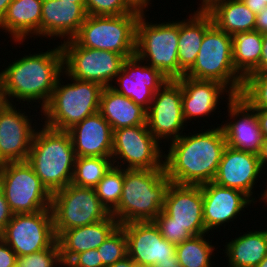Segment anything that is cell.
Masks as SVG:
<instances>
[{"mask_svg":"<svg viewBox=\"0 0 267 267\" xmlns=\"http://www.w3.org/2000/svg\"><path fill=\"white\" fill-rule=\"evenodd\" d=\"M226 146L221 126L194 135H181L170 142L168 153L164 154L167 177L178 185L212 182Z\"/></svg>","mask_w":267,"mask_h":267,"instance_id":"obj_1","label":"cell"},{"mask_svg":"<svg viewBox=\"0 0 267 267\" xmlns=\"http://www.w3.org/2000/svg\"><path fill=\"white\" fill-rule=\"evenodd\" d=\"M63 71L60 45L46 52L23 56L0 72V97L9 104L14 102L13 98H17L19 102L41 100L43 109L50 100L59 77L64 75Z\"/></svg>","mask_w":267,"mask_h":267,"instance_id":"obj_2","label":"cell"},{"mask_svg":"<svg viewBox=\"0 0 267 267\" xmlns=\"http://www.w3.org/2000/svg\"><path fill=\"white\" fill-rule=\"evenodd\" d=\"M171 183L165 169L124 168L120 202L111 215L115 217L119 225L153 221L162 212Z\"/></svg>","mask_w":267,"mask_h":267,"instance_id":"obj_3","label":"cell"},{"mask_svg":"<svg viewBox=\"0 0 267 267\" xmlns=\"http://www.w3.org/2000/svg\"><path fill=\"white\" fill-rule=\"evenodd\" d=\"M42 126L35 130L27 162L53 194L72 182L76 155L68 131Z\"/></svg>","mask_w":267,"mask_h":267,"instance_id":"obj_4","label":"cell"},{"mask_svg":"<svg viewBox=\"0 0 267 267\" xmlns=\"http://www.w3.org/2000/svg\"><path fill=\"white\" fill-rule=\"evenodd\" d=\"M63 74L73 83L63 85L59 77L50 100L41 112L45 116V126L68 131L84 118L99 112L103 87L95 82L69 77L64 71Z\"/></svg>","mask_w":267,"mask_h":267,"instance_id":"obj_5","label":"cell"},{"mask_svg":"<svg viewBox=\"0 0 267 267\" xmlns=\"http://www.w3.org/2000/svg\"><path fill=\"white\" fill-rule=\"evenodd\" d=\"M184 76L218 81L233 95H240L244 78L233 64L232 36L213 23L204 34L194 65Z\"/></svg>","mask_w":267,"mask_h":267,"instance_id":"obj_6","label":"cell"},{"mask_svg":"<svg viewBox=\"0 0 267 267\" xmlns=\"http://www.w3.org/2000/svg\"><path fill=\"white\" fill-rule=\"evenodd\" d=\"M141 13L134 9L117 16L87 15L72 39L85 48L113 51L130 58L136 51V25Z\"/></svg>","mask_w":267,"mask_h":267,"instance_id":"obj_7","label":"cell"},{"mask_svg":"<svg viewBox=\"0 0 267 267\" xmlns=\"http://www.w3.org/2000/svg\"><path fill=\"white\" fill-rule=\"evenodd\" d=\"M179 21L151 23L141 13L136 25L135 55L168 79L179 78L178 61Z\"/></svg>","mask_w":267,"mask_h":267,"instance_id":"obj_8","label":"cell"},{"mask_svg":"<svg viewBox=\"0 0 267 267\" xmlns=\"http://www.w3.org/2000/svg\"><path fill=\"white\" fill-rule=\"evenodd\" d=\"M0 189L13 214L34 213L51 207L52 194L27 161L0 164Z\"/></svg>","mask_w":267,"mask_h":267,"instance_id":"obj_9","label":"cell"},{"mask_svg":"<svg viewBox=\"0 0 267 267\" xmlns=\"http://www.w3.org/2000/svg\"><path fill=\"white\" fill-rule=\"evenodd\" d=\"M50 208L56 237L65 230L93 224L111 215L94 188L72 183L52 194Z\"/></svg>","mask_w":267,"mask_h":267,"instance_id":"obj_10","label":"cell"},{"mask_svg":"<svg viewBox=\"0 0 267 267\" xmlns=\"http://www.w3.org/2000/svg\"><path fill=\"white\" fill-rule=\"evenodd\" d=\"M64 72L72 78L91 81L102 87L112 86L125 58L113 51L79 46L73 39L60 45Z\"/></svg>","mask_w":267,"mask_h":267,"instance_id":"obj_11","label":"cell"},{"mask_svg":"<svg viewBox=\"0 0 267 267\" xmlns=\"http://www.w3.org/2000/svg\"><path fill=\"white\" fill-rule=\"evenodd\" d=\"M161 151L159 141L149 131L146 123L113 131L111 158L114 166L122 168L123 164L128 163L126 169H165Z\"/></svg>","mask_w":267,"mask_h":267,"instance_id":"obj_12","label":"cell"},{"mask_svg":"<svg viewBox=\"0 0 267 267\" xmlns=\"http://www.w3.org/2000/svg\"><path fill=\"white\" fill-rule=\"evenodd\" d=\"M0 237L17 256L50 248L57 241L51 208L34 213L14 214Z\"/></svg>","mask_w":267,"mask_h":267,"instance_id":"obj_13","label":"cell"},{"mask_svg":"<svg viewBox=\"0 0 267 267\" xmlns=\"http://www.w3.org/2000/svg\"><path fill=\"white\" fill-rule=\"evenodd\" d=\"M126 234L128 256L149 267H178L176 246L164 239L153 221L120 225Z\"/></svg>","mask_w":267,"mask_h":267,"instance_id":"obj_14","label":"cell"},{"mask_svg":"<svg viewBox=\"0 0 267 267\" xmlns=\"http://www.w3.org/2000/svg\"><path fill=\"white\" fill-rule=\"evenodd\" d=\"M155 225H178L194 236L208 234L203 219L201 185L171 183L162 212L153 220Z\"/></svg>","mask_w":267,"mask_h":267,"instance_id":"obj_15","label":"cell"},{"mask_svg":"<svg viewBox=\"0 0 267 267\" xmlns=\"http://www.w3.org/2000/svg\"><path fill=\"white\" fill-rule=\"evenodd\" d=\"M182 87L176 79L168 80L154 95L147 109L146 124L152 135L161 140L178 139L184 129Z\"/></svg>","mask_w":267,"mask_h":267,"instance_id":"obj_16","label":"cell"},{"mask_svg":"<svg viewBox=\"0 0 267 267\" xmlns=\"http://www.w3.org/2000/svg\"><path fill=\"white\" fill-rule=\"evenodd\" d=\"M142 63L136 55L126 58L115 79L118 85L110 87L147 110L155 93L170 79L157 68Z\"/></svg>","mask_w":267,"mask_h":267,"instance_id":"obj_17","label":"cell"},{"mask_svg":"<svg viewBox=\"0 0 267 267\" xmlns=\"http://www.w3.org/2000/svg\"><path fill=\"white\" fill-rule=\"evenodd\" d=\"M13 106L0 108V164L27 161L36 130L32 119Z\"/></svg>","mask_w":267,"mask_h":267,"instance_id":"obj_18","label":"cell"},{"mask_svg":"<svg viewBox=\"0 0 267 267\" xmlns=\"http://www.w3.org/2000/svg\"><path fill=\"white\" fill-rule=\"evenodd\" d=\"M227 99L228 116L230 121L231 118L234 120V122L226 121L227 124L221 125L227 145L234 149L258 155L261 150L263 135L255 109L239 95Z\"/></svg>","mask_w":267,"mask_h":267,"instance_id":"obj_19","label":"cell"},{"mask_svg":"<svg viewBox=\"0 0 267 267\" xmlns=\"http://www.w3.org/2000/svg\"><path fill=\"white\" fill-rule=\"evenodd\" d=\"M203 195V219L206 231L216 229L225 222H231L239 216L251 202L255 203L244 192L208 182L201 184ZM237 215V216H236ZM232 219V220H231Z\"/></svg>","mask_w":267,"mask_h":267,"instance_id":"obj_20","label":"cell"},{"mask_svg":"<svg viewBox=\"0 0 267 267\" xmlns=\"http://www.w3.org/2000/svg\"><path fill=\"white\" fill-rule=\"evenodd\" d=\"M261 173L263 172L257 154L234 149L227 145L213 182L240 190L254 201L252 189Z\"/></svg>","mask_w":267,"mask_h":267,"instance_id":"obj_21","label":"cell"},{"mask_svg":"<svg viewBox=\"0 0 267 267\" xmlns=\"http://www.w3.org/2000/svg\"><path fill=\"white\" fill-rule=\"evenodd\" d=\"M76 157H111L113 130L99 113L84 118L68 130Z\"/></svg>","mask_w":267,"mask_h":267,"instance_id":"obj_22","label":"cell"},{"mask_svg":"<svg viewBox=\"0 0 267 267\" xmlns=\"http://www.w3.org/2000/svg\"><path fill=\"white\" fill-rule=\"evenodd\" d=\"M87 17L85 3L43 0L40 36L72 39Z\"/></svg>","mask_w":267,"mask_h":267,"instance_id":"obj_23","label":"cell"},{"mask_svg":"<svg viewBox=\"0 0 267 267\" xmlns=\"http://www.w3.org/2000/svg\"><path fill=\"white\" fill-rule=\"evenodd\" d=\"M182 87V110L185 122L205 117L217 109L220 97L226 92L234 95L222 83L215 80H197L186 76L176 79Z\"/></svg>","mask_w":267,"mask_h":267,"instance_id":"obj_24","label":"cell"},{"mask_svg":"<svg viewBox=\"0 0 267 267\" xmlns=\"http://www.w3.org/2000/svg\"><path fill=\"white\" fill-rule=\"evenodd\" d=\"M118 226L119 222L110 215L105 220L63 231L57 237L62 263H68L80 252L97 249Z\"/></svg>","mask_w":267,"mask_h":267,"instance_id":"obj_25","label":"cell"},{"mask_svg":"<svg viewBox=\"0 0 267 267\" xmlns=\"http://www.w3.org/2000/svg\"><path fill=\"white\" fill-rule=\"evenodd\" d=\"M43 0H13L0 20L1 30L8 32L13 41L22 43L27 36L40 37Z\"/></svg>","mask_w":267,"mask_h":267,"instance_id":"obj_26","label":"cell"},{"mask_svg":"<svg viewBox=\"0 0 267 267\" xmlns=\"http://www.w3.org/2000/svg\"><path fill=\"white\" fill-rule=\"evenodd\" d=\"M99 113L112 130L146 123L147 110L130 98L117 93L111 87H103L100 95Z\"/></svg>","mask_w":267,"mask_h":267,"instance_id":"obj_27","label":"cell"},{"mask_svg":"<svg viewBox=\"0 0 267 267\" xmlns=\"http://www.w3.org/2000/svg\"><path fill=\"white\" fill-rule=\"evenodd\" d=\"M190 15L189 19L179 21V78L194 65L204 34L213 24L212 17L208 13L194 12Z\"/></svg>","mask_w":267,"mask_h":267,"instance_id":"obj_28","label":"cell"},{"mask_svg":"<svg viewBox=\"0 0 267 267\" xmlns=\"http://www.w3.org/2000/svg\"><path fill=\"white\" fill-rule=\"evenodd\" d=\"M225 248L229 267H256L267 255V230L248 231Z\"/></svg>","mask_w":267,"mask_h":267,"instance_id":"obj_29","label":"cell"},{"mask_svg":"<svg viewBox=\"0 0 267 267\" xmlns=\"http://www.w3.org/2000/svg\"><path fill=\"white\" fill-rule=\"evenodd\" d=\"M207 13L219 29L231 36L238 32L255 30L256 14L241 0L222 1Z\"/></svg>","mask_w":267,"mask_h":267,"instance_id":"obj_30","label":"cell"},{"mask_svg":"<svg viewBox=\"0 0 267 267\" xmlns=\"http://www.w3.org/2000/svg\"><path fill=\"white\" fill-rule=\"evenodd\" d=\"M262 42L263 34L256 30L232 35L233 64L243 78L259 65Z\"/></svg>","mask_w":267,"mask_h":267,"instance_id":"obj_31","label":"cell"},{"mask_svg":"<svg viewBox=\"0 0 267 267\" xmlns=\"http://www.w3.org/2000/svg\"><path fill=\"white\" fill-rule=\"evenodd\" d=\"M205 236V233L193 236L176 245V256L179 266L212 267L211 256L215 247L210 245L212 242L206 240Z\"/></svg>","mask_w":267,"mask_h":267,"instance_id":"obj_32","label":"cell"},{"mask_svg":"<svg viewBox=\"0 0 267 267\" xmlns=\"http://www.w3.org/2000/svg\"><path fill=\"white\" fill-rule=\"evenodd\" d=\"M113 166L111 157H76L72 184L95 188Z\"/></svg>","mask_w":267,"mask_h":267,"instance_id":"obj_33","label":"cell"},{"mask_svg":"<svg viewBox=\"0 0 267 267\" xmlns=\"http://www.w3.org/2000/svg\"><path fill=\"white\" fill-rule=\"evenodd\" d=\"M124 182V167L112 166L94 188L100 202L111 213L119 204Z\"/></svg>","mask_w":267,"mask_h":267,"instance_id":"obj_34","label":"cell"},{"mask_svg":"<svg viewBox=\"0 0 267 267\" xmlns=\"http://www.w3.org/2000/svg\"><path fill=\"white\" fill-rule=\"evenodd\" d=\"M239 96L253 109H267V71L248 74Z\"/></svg>","mask_w":267,"mask_h":267,"instance_id":"obj_35","label":"cell"},{"mask_svg":"<svg viewBox=\"0 0 267 267\" xmlns=\"http://www.w3.org/2000/svg\"><path fill=\"white\" fill-rule=\"evenodd\" d=\"M97 250L105 267H109L128 256L127 238L124 229L119 225Z\"/></svg>","mask_w":267,"mask_h":267,"instance_id":"obj_36","label":"cell"},{"mask_svg":"<svg viewBox=\"0 0 267 267\" xmlns=\"http://www.w3.org/2000/svg\"><path fill=\"white\" fill-rule=\"evenodd\" d=\"M62 267L60 247L56 241L50 248L27 254L24 256H17L16 267Z\"/></svg>","mask_w":267,"mask_h":267,"instance_id":"obj_37","label":"cell"},{"mask_svg":"<svg viewBox=\"0 0 267 267\" xmlns=\"http://www.w3.org/2000/svg\"><path fill=\"white\" fill-rule=\"evenodd\" d=\"M87 15L117 16L130 14L134 8L127 0H85Z\"/></svg>","mask_w":267,"mask_h":267,"instance_id":"obj_38","label":"cell"},{"mask_svg":"<svg viewBox=\"0 0 267 267\" xmlns=\"http://www.w3.org/2000/svg\"><path fill=\"white\" fill-rule=\"evenodd\" d=\"M156 226L158 227L162 237L174 244L175 246L194 236L190 231L185 230L184 227L178 225Z\"/></svg>","mask_w":267,"mask_h":267,"instance_id":"obj_39","label":"cell"},{"mask_svg":"<svg viewBox=\"0 0 267 267\" xmlns=\"http://www.w3.org/2000/svg\"><path fill=\"white\" fill-rule=\"evenodd\" d=\"M68 264L71 267H105L97 249H90L76 254Z\"/></svg>","mask_w":267,"mask_h":267,"instance_id":"obj_40","label":"cell"},{"mask_svg":"<svg viewBox=\"0 0 267 267\" xmlns=\"http://www.w3.org/2000/svg\"><path fill=\"white\" fill-rule=\"evenodd\" d=\"M16 253L0 237V267H16Z\"/></svg>","mask_w":267,"mask_h":267,"instance_id":"obj_41","label":"cell"},{"mask_svg":"<svg viewBox=\"0 0 267 267\" xmlns=\"http://www.w3.org/2000/svg\"><path fill=\"white\" fill-rule=\"evenodd\" d=\"M13 215L14 214L6 201L3 192L0 189V235Z\"/></svg>","mask_w":267,"mask_h":267,"instance_id":"obj_42","label":"cell"},{"mask_svg":"<svg viewBox=\"0 0 267 267\" xmlns=\"http://www.w3.org/2000/svg\"><path fill=\"white\" fill-rule=\"evenodd\" d=\"M255 30L259 33H267V7L256 14Z\"/></svg>","mask_w":267,"mask_h":267,"instance_id":"obj_43","label":"cell"},{"mask_svg":"<svg viewBox=\"0 0 267 267\" xmlns=\"http://www.w3.org/2000/svg\"><path fill=\"white\" fill-rule=\"evenodd\" d=\"M262 53L259 65L252 71H267V33H263Z\"/></svg>","mask_w":267,"mask_h":267,"instance_id":"obj_44","label":"cell"},{"mask_svg":"<svg viewBox=\"0 0 267 267\" xmlns=\"http://www.w3.org/2000/svg\"><path fill=\"white\" fill-rule=\"evenodd\" d=\"M253 13L257 14L267 7V0H241Z\"/></svg>","mask_w":267,"mask_h":267,"instance_id":"obj_45","label":"cell"},{"mask_svg":"<svg viewBox=\"0 0 267 267\" xmlns=\"http://www.w3.org/2000/svg\"><path fill=\"white\" fill-rule=\"evenodd\" d=\"M263 137H267V109H255Z\"/></svg>","mask_w":267,"mask_h":267,"instance_id":"obj_46","label":"cell"},{"mask_svg":"<svg viewBox=\"0 0 267 267\" xmlns=\"http://www.w3.org/2000/svg\"><path fill=\"white\" fill-rule=\"evenodd\" d=\"M109 267H149L141 263L134 262L129 256H126L124 259L115 262Z\"/></svg>","mask_w":267,"mask_h":267,"instance_id":"obj_47","label":"cell"},{"mask_svg":"<svg viewBox=\"0 0 267 267\" xmlns=\"http://www.w3.org/2000/svg\"><path fill=\"white\" fill-rule=\"evenodd\" d=\"M258 158L260 161L261 168L265 167L267 165V137H263L261 150L258 154Z\"/></svg>","mask_w":267,"mask_h":267,"instance_id":"obj_48","label":"cell"},{"mask_svg":"<svg viewBox=\"0 0 267 267\" xmlns=\"http://www.w3.org/2000/svg\"><path fill=\"white\" fill-rule=\"evenodd\" d=\"M226 0H202V5L198 8V10L194 12H204L207 13L210 11L217 3H220Z\"/></svg>","mask_w":267,"mask_h":267,"instance_id":"obj_49","label":"cell"},{"mask_svg":"<svg viewBox=\"0 0 267 267\" xmlns=\"http://www.w3.org/2000/svg\"><path fill=\"white\" fill-rule=\"evenodd\" d=\"M151 0H127V2L137 10L144 12V9L148 7Z\"/></svg>","mask_w":267,"mask_h":267,"instance_id":"obj_50","label":"cell"},{"mask_svg":"<svg viewBox=\"0 0 267 267\" xmlns=\"http://www.w3.org/2000/svg\"><path fill=\"white\" fill-rule=\"evenodd\" d=\"M12 1L13 0H0V20L5 15L7 8Z\"/></svg>","mask_w":267,"mask_h":267,"instance_id":"obj_51","label":"cell"},{"mask_svg":"<svg viewBox=\"0 0 267 267\" xmlns=\"http://www.w3.org/2000/svg\"><path fill=\"white\" fill-rule=\"evenodd\" d=\"M256 267H267V255Z\"/></svg>","mask_w":267,"mask_h":267,"instance_id":"obj_52","label":"cell"},{"mask_svg":"<svg viewBox=\"0 0 267 267\" xmlns=\"http://www.w3.org/2000/svg\"><path fill=\"white\" fill-rule=\"evenodd\" d=\"M60 1L73 2V3H85V0H60Z\"/></svg>","mask_w":267,"mask_h":267,"instance_id":"obj_53","label":"cell"},{"mask_svg":"<svg viewBox=\"0 0 267 267\" xmlns=\"http://www.w3.org/2000/svg\"><path fill=\"white\" fill-rule=\"evenodd\" d=\"M262 196V200L264 201L265 200V202H267V189L264 191V193L263 194H261ZM267 204V203H266Z\"/></svg>","mask_w":267,"mask_h":267,"instance_id":"obj_54","label":"cell"},{"mask_svg":"<svg viewBox=\"0 0 267 267\" xmlns=\"http://www.w3.org/2000/svg\"><path fill=\"white\" fill-rule=\"evenodd\" d=\"M6 102L0 97V108L5 104Z\"/></svg>","mask_w":267,"mask_h":267,"instance_id":"obj_55","label":"cell"},{"mask_svg":"<svg viewBox=\"0 0 267 267\" xmlns=\"http://www.w3.org/2000/svg\"><path fill=\"white\" fill-rule=\"evenodd\" d=\"M63 267H71L68 263L63 264Z\"/></svg>","mask_w":267,"mask_h":267,"instance_id":"obj_56","label":"cell"}]
</instances>
